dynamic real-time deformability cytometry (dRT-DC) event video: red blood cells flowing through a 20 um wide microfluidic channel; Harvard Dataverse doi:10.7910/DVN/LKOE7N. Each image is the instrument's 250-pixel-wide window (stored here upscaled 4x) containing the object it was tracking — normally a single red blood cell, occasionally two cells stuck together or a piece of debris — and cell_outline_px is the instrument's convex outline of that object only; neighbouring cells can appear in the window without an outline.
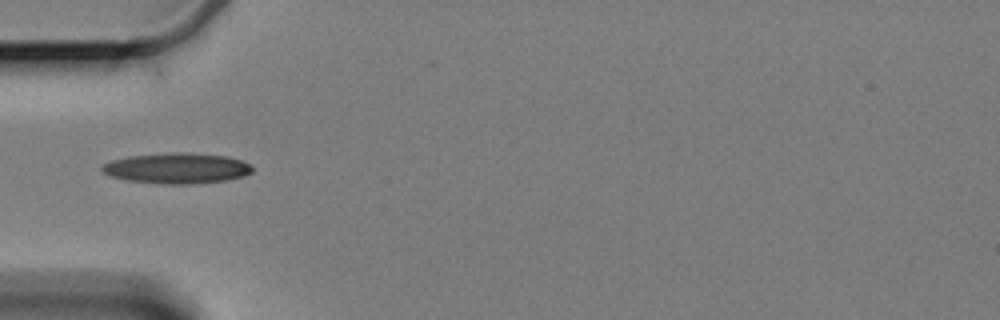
{"species": "Egyptian fruit bat (a non-hibernating species)", "species_latin": "Rousettus aegyptiacus", "temperature_condition": "cold", "stored_images_in_passage": 32, "camera_frame_rate_fps": 3000, "um_per_image_px": 0.085, "animal": {"sex": "female"}, "frame": {"image": 1, "passage_image": 1, "time_ms": 0.0, "image_size_px": [1000, 320], "cell_outline_px": [[252, 172], [244, 176], [228, 180], [192, 184], [164, 184], [128, 180], [112, 176], [100, 172], [100, 168], [104, 164], [112, 160], [128, 156], [172, 152], [184, 152], [228, 156], [240, 160], [248, 164], [252, 168]], "centroid_in_image_um": [15.03, 14.3], "position_along_channel_um": 70.0, "area_um2": 26.82}}
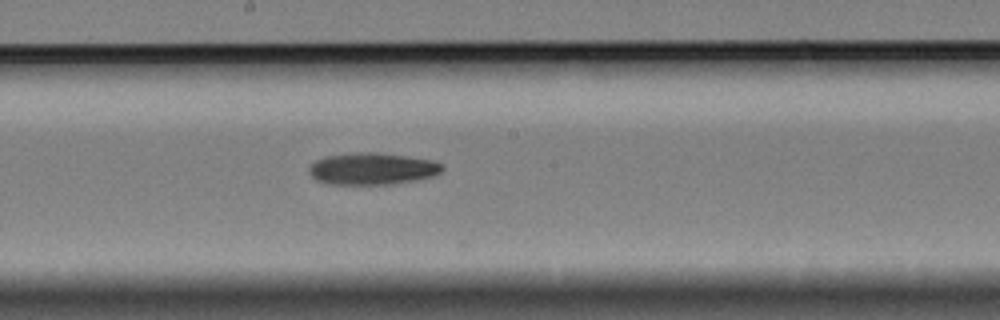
{"frame": {"image": 2, "passage_image": 14, "time_ms": 4.333, "image_size_px": [1000, 320], "cell_outline_px": [[444, 168], [436, 176], [416, 180], [388, 184], [324, 184], [316, 180], [308, 172], [308, 168], [316, 160], [324, 156], [352, 152], [380, 152], [408, 156], [432, 160], [440, 164]], "centroid_in_image_um": [31.62, 14.33], "position_along_channel_um": 216.6, "area_um2": 25.03}}
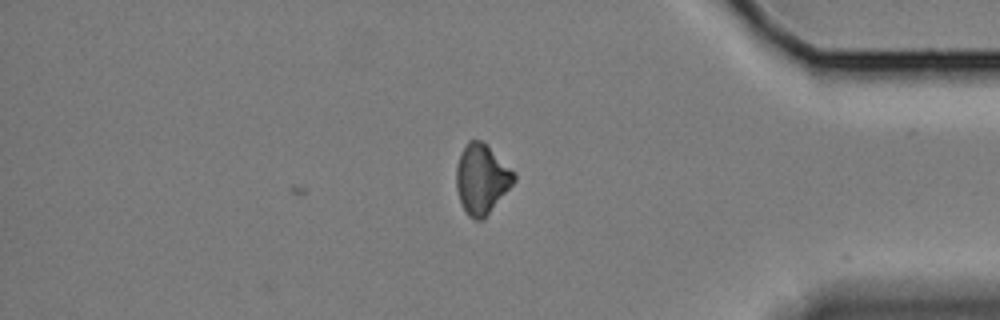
{"frame": {"image": 3, "passage_image": 32, "time_ms": 10.333, "image_size_px": [1000, 320], "cell_outline_px": [[516, 180], [484, 220], [476, 220], [468, 216], [460, 200], [456, 188], [456, 168], [460, 152], [468, 140], [480, 140], [516, 172]], "centroid_in_image_um": [40.94, 15.23], "position_along_channel_um": 394.3, "area_um2": 23.41}}